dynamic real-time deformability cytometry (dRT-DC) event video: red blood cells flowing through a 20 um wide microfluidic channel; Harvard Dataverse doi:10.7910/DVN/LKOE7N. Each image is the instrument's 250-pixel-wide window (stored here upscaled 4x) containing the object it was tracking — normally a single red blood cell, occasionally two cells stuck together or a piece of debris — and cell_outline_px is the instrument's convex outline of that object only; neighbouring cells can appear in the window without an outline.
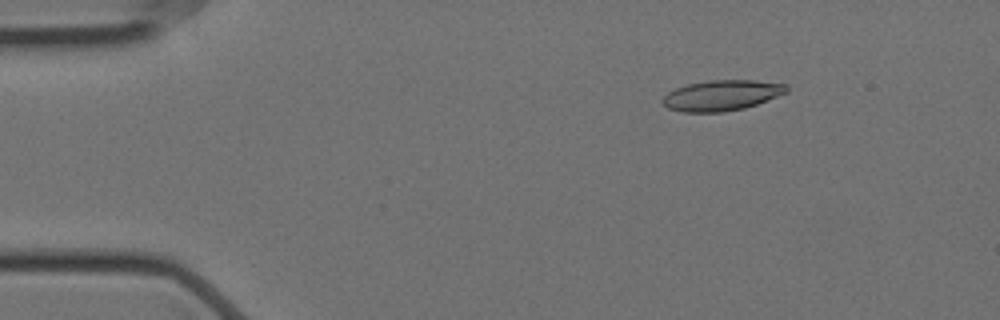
{"species": "Egyptian fruit bat (a non-hibernating species)", "species_latin": "Rousettus aegyptiacus", "temperature_condition": "cold", "stored_images_in_passage": 50, "camera_frame_rate_fps": 3000, "um_per_image_px": 0.085, "animal": {"sex": "female"}, "frame": {"image": 1, "passage_image": 1, "time_ms": 0.0, "image_size_px": [1000, 320], "cell_outline_px": [[788, 92], [756, 104], [744, 108], [720, 112], [684, 112], [668, 108], [660, 100], [668, 92], [676, 88], [688, 84], [708, 80], [752, 80], [788, 84]], "centroid_in_image_um": [61.34, 8.1], "position_along_channel_um": 23.7, "area_um2": 21.96}}
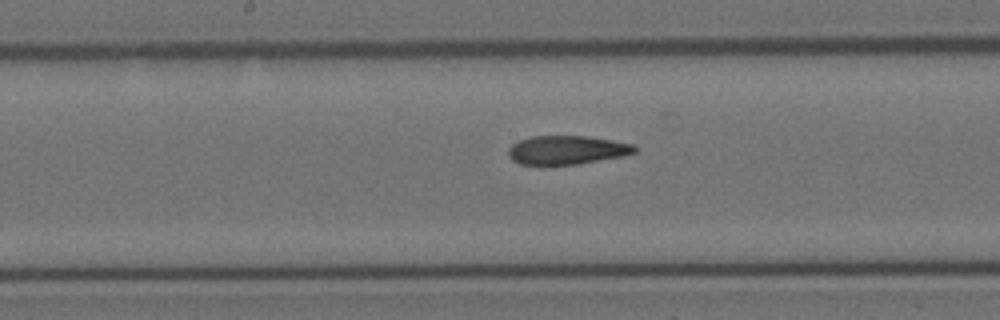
{"frame": {"image": 2, "passage_image": 22, "time_ms": 7.0, "image_size_px": [1000, 320], "cell_outline_px": [[636, 152], [624, 156], [580, 164], [520, 164], [512, 160], [508, 156], [508, 148], [512, 144], [520, 140], [532, 136], [584, 136], [612, 140], [632, 144], [636, 148]], "centroid_in_image_um": [48.18, 12.75], "position_along_channel_um": 200.0, "area_um2": 21.1}}
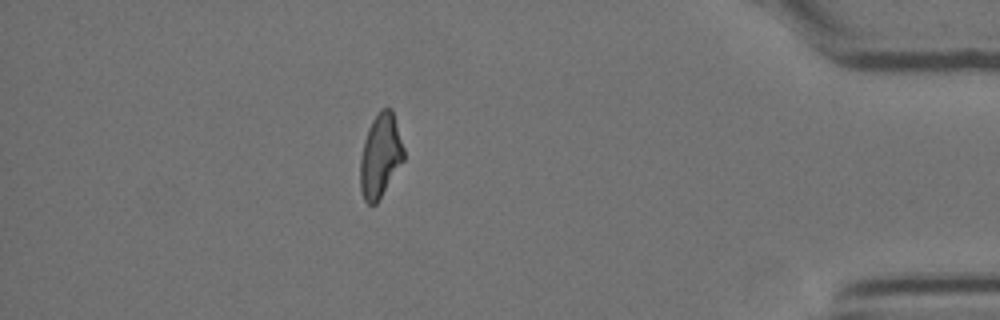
{"frame": {"image": 3, "passage_image": 43, "time_ms": 14.0, "image_size_px": [1000, 320], "cell_outline_px": [[404, 160], [376, 204], [368, 204], [364, 200], [360, 188], [360, 160], [364, 140], [368, 128], [372, 120], [380, 108], [392, 108], [404, 148]], "centroid_in_image_um": [32.33, 13.22], "position_along_channel_um": 402.9, "area_um2": 21.21}, "authors_computed_cell_mechanics": {"area_um2": 22.0218, "velocity_mm_per_s": 3.5274, "shape_relaxation_time_tau1_ms": 8.1497, "shape_relaxation_time_tau2_ms": 3.3285, "deformation_change_tau1": 0.2299, "deformation_change_tau2": 0.1274}}